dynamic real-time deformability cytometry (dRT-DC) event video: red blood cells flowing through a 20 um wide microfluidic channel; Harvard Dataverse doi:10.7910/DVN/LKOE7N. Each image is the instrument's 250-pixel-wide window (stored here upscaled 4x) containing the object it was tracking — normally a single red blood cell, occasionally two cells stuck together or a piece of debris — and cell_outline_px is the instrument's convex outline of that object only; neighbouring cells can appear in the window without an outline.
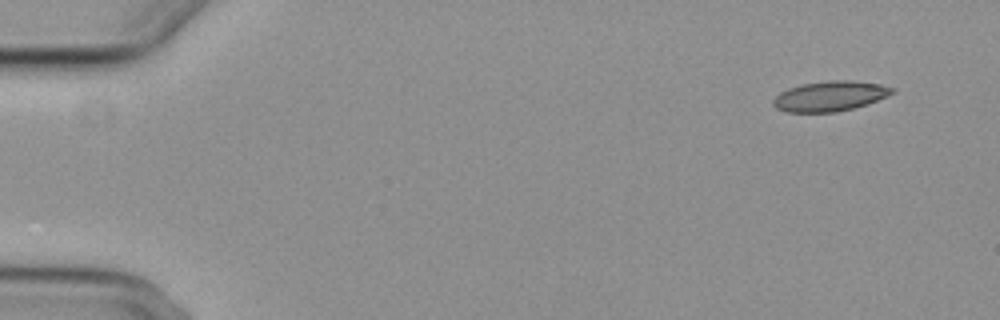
{"species": "common noctule bat (a hibernating species)", "species_latin": "Nyctalus noctula", "temperature_condition": "cold", "stored_images_in_passage": 8, "camera_frame_rate_fps": 3000, "um_per_image_px": 0.085, "animal": {"sex": "female", "body_mass_g": 29.2, "forearm_length_mm": 56.3}, "frame": {"image": 1, "passage_image": 1, "time_ms": 0.0, "image_size_px": [1000, 320], "cell_outline_px": [[896, 92], [868, 104], [836, 112], [784, 112], [776, 108], [772, 104], [772, 100], [780, 92], [788, 88], [804, 84], [828, 80], [852, 80], [880, 84], [896, 88]], "centroid_in_image_um": [70.56, 8.17], "position_along_channel_um": 14.4, "area_um2": 20.98}}
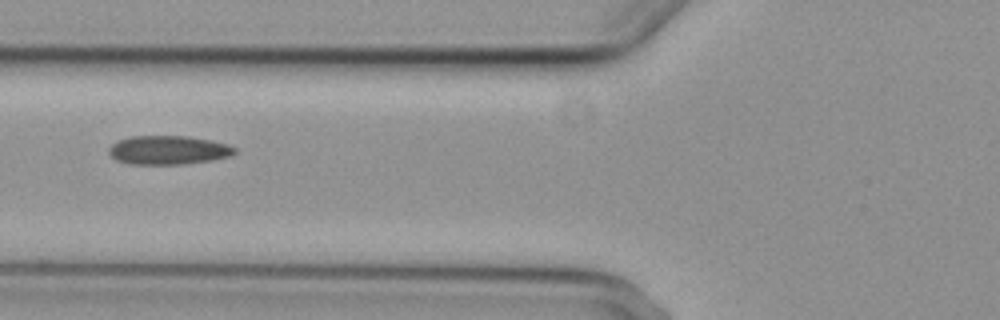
{"frame": {"image": 2, "passage_image": 5, "time_ms": 6.0, "image_size_px": [1000, 320], "cell_outline_px": [[236, 152], [232, 156], [212, 160], [184, 164], [128, 164], [116, 160], [108, 152], [108, 148], [112, 144], [120, 140], [132, 136], [188, 136], [212, 140], [228, 144], [236, 148]], "centroid_in_image_um": [14.33, 12.76], "position_along_channel_um": 111.5, "area_um2": 21.27}}
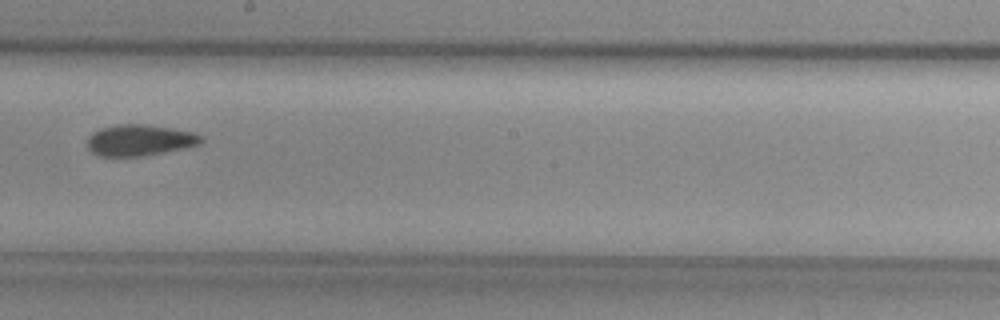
{"frame": {"image": 3, "passage_image": 8, "time_ms": 9.333, "image_size_px": [1000, 320], "cell_outline_px": [[204, 140], [200, 144], [188, 148], [140, 156], [96, 156], [88, 148], [88, 136], [92, 132], [100, 128], [116, 124], [144, 124], [196, 132], [204, 136]], "centroid_in_image_um": [11.9, 11.91], "position_along_channel_um": 236.3, "area_um2": 20.98}}